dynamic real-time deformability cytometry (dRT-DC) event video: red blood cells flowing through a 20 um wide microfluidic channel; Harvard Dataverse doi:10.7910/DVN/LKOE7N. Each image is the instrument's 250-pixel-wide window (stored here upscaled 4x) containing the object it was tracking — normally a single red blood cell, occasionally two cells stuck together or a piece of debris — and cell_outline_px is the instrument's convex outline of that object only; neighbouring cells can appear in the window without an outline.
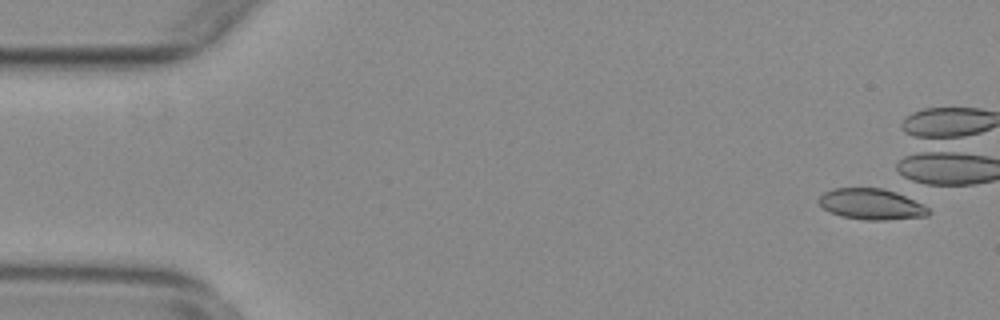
{"species": "common noctule bat (a hibernating species)", "species_latin": "Nyctalus noctula", "temperature_condition": "warm", "stored_images_in_passage": 7, "camera_frame_rate_fps": 3000, "um_per_image_px": 0.085, "animal": {"sex": "female", "body_mass_g": 29.2, "forearm_length_mm": 56.3}, "frame": {"image": 1, "passage_image": 3, "time_ms": 0.667, "image_size_px": [1000, 320], "cell_outline_px": [[932, 212], [928, 216], [884, 220], [864, 220], [840, 216], [828, 212], [820, 204], [820, 196], [824, 192], [832, 188], [884, 188], [896, 192], [928, 208]], "centroid_in_image_um": [74.04, 17.36], "position_along_channel_um": 11.0, "area_um2": 19.65}}